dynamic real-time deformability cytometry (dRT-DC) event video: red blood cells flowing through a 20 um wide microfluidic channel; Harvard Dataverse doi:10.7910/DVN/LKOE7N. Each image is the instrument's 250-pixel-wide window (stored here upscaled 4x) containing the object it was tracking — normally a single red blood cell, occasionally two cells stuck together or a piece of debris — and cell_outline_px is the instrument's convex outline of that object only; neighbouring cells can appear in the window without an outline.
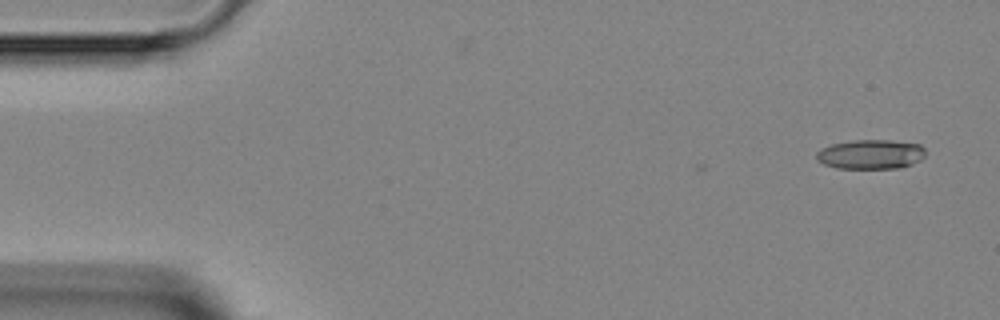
{"species": "Egyptian fruit bat (a non-hibernating species)", "species_latin": "Rousettus aegyptiacus", "temperature_condition": "room temperature", "stored_images_in_passage": 4, "camera_frame_rate_fps": 3000, "um_per_image_px": 0.085, "animal": {"sex": "female"}, "frame": {"image": 1, "passage_image": 1, "time_ms": 0.0, "image_size_px": [1000, 320], "cell_outline_px": [[924, 156], [920, 160], [912, 164], [900, 168], [836, 168], [824, 164], [816, 160], [816, 152], [832, 144], [856, 140], [892, 140], [920, 144], [924, 148]], "centroid_in_image_um": [74.02, 13.12], "position_along_channel_um": 11.0, "area_um2": 18.67}}
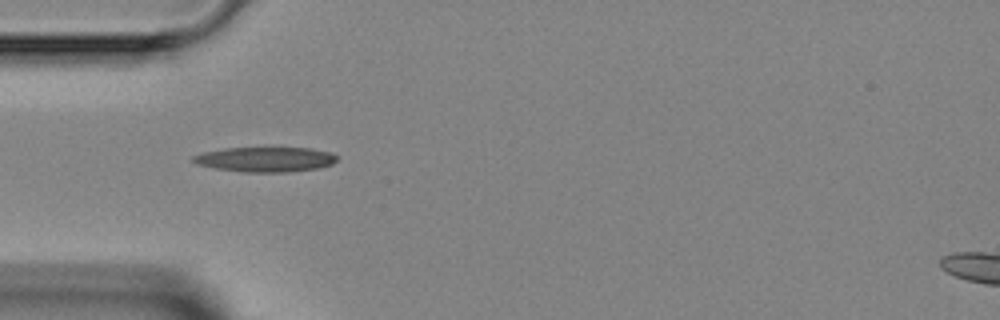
{"frame": {"image": 2, "passage_image": 4, "time_ms": 4.0, "image_size_px": [1000, 320], "cell_outline_px": [[340, 156], [332, 164], [316, 168], [288, 172], [244, 172], [216, 168], [196, 164], [192, 160], [192, 156], [204, 152], [224, 148], [312, 148], [328, 152]], "centroid_in_image_um": [22.56, 13.54], "position_along_channel_um": 62.4, "area_um2": 20.75}}